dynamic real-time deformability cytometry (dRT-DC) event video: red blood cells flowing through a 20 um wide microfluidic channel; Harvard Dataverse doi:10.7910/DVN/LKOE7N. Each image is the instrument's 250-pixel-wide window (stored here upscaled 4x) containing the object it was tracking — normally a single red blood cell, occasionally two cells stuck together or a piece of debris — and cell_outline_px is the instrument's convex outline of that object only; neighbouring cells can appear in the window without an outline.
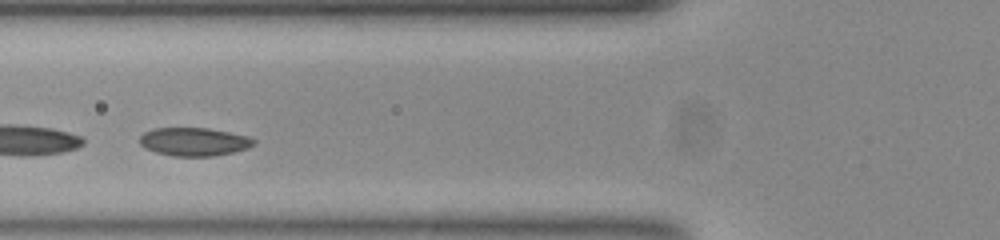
{"species": "common noctule bat (a hibernating species)", "species_latin": "Nyctalus noctula", "temperature_condition": "room temperature", "stored_images_in_passage": 38, "segment_of_instrument_passage": [2, 2], "camera_frame_rate_fps": 3000, "um_per_image_px": 0.085, "animal": {"sex": "female", "body_mass_g": 23.0, "forearm_length_mm": 53.4}, "frame": {"image": 1, "passage_image": 11, "time_ms": 3.333, "image_size_px": [1000, 240], "cell_outline_px": [[256, 140], [248, 148], [232, 152], [212, 156], [172, 156], [156, 152], [144, 148], [140, 144], [140, 136], [144, 132], [156, 128], [208, 128], [248, 136]], "centroid_in_image_um": [16.46, 12.05], "position_along_channel_um": 109.3, "area_um2": 18.67}}
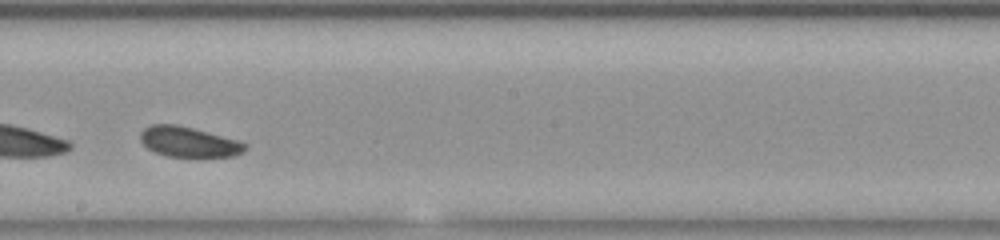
{"frame": {"image": 2, "passage_image": 21, "time_ms": 6.667, "image_size_px": [1000, 240], "cell_outline_px": [[248, 148], [244, 152], [236, 156], [164, 156], [148, 148], [140, 140], [140, 132], [144, 128], [152, 124], [176, 124], [208, 132], [236, 140], [248, 144]], "centroid_in_image_um": [16.04, 12.06], "position_along_channel_um": 232.2, "area_um2": 18.32}}
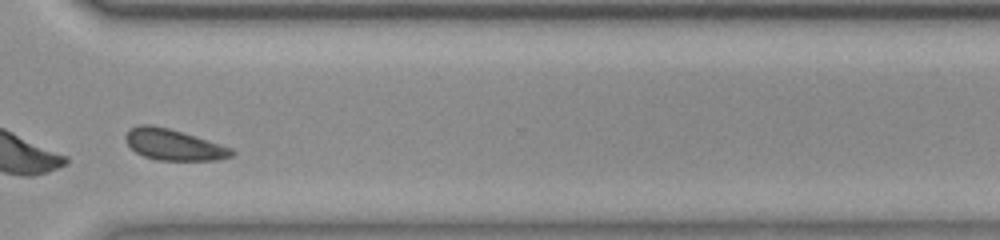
{"frame": {"image": 3, "passage_image": 31, "time_ms": 10.0, "image_size_px": [1000, 240], "cell_outline_px": [[236, 152], [232, 156], [216, 160], [156, 160], [144, 156], [136, 152], [128, 144], [124, 136], [132, 128], [140, 124], [152, 124], [168, 128], [232, 148]], "centroid_in_image_um": [14.75, 12.3], "position_along_channel_um": 355.8, "area_um2": 18.9}}